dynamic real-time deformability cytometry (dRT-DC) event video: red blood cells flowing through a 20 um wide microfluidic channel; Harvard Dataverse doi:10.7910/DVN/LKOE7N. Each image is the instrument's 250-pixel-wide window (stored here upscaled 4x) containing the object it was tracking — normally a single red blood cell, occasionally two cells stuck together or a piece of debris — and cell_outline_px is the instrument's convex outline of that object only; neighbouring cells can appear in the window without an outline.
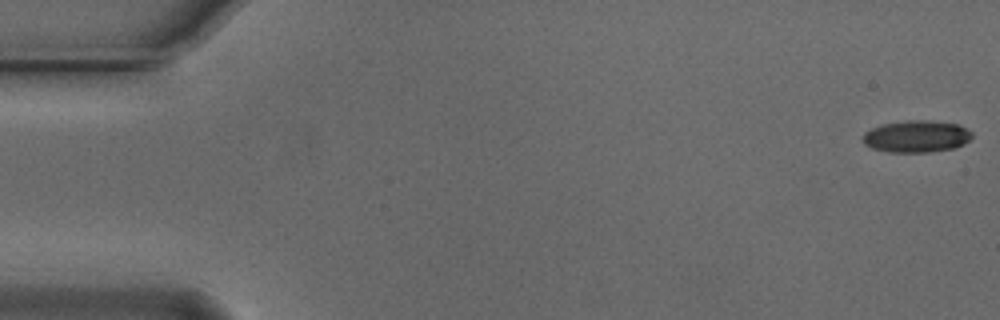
{"species": "Egyptian fruit bat (a non-hibernating species)", "species_latin": "Rousettus aegyptiacus", "temperature_condition": "cold", "stored_images_in_passage": 55, "camera_frame_rate_fps": 3000, "um_per_image_px": 0.085, "animal": {"sex": "male"}, "frame": {"image": 1, "passage_image": 1, "time_ms": 0.0, "image_size_px": [1000, 320], "cell_outline_px": [[972, 136], [964, 144], [952, 148], [928, 152], [888, 152], [872, 148], [864, 144], [864, 132], [872, 128], [884, 124], [904, 120], [928, 120], [960, 124], [972, 132]], "centroid_in_image_um": [77.91, 11.58], "position_along_channel_um": 7.1, "area_um2": 20.29}}
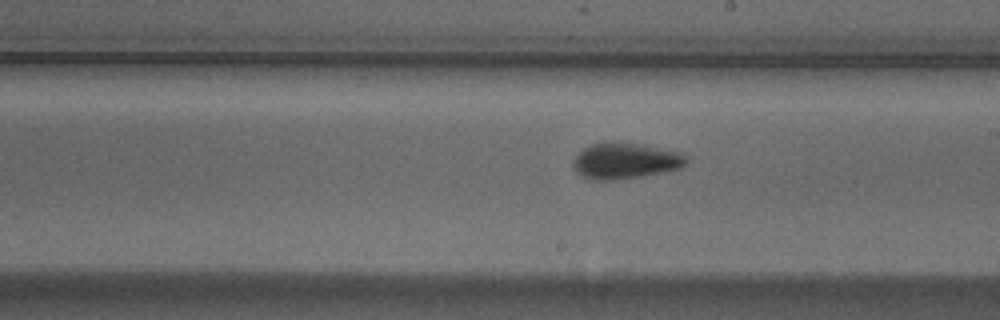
{"frame": {"image": 2, "passage_image": 31, "time_ms": 10.0, "image_size_px": [1000, 320], "cell_outline_px": [[688, 160], [680, 168], [640, 176], [616, 180], [592, 180], [580, 176], [572, 168], [572, 160], [584, 148], [592, 144], [604, 140], [612, 140], [644, 144], [684, 152]], "centroid_in_image_um": [53.12, 13.64], "position_along_channel_um": 235.9, "area_um2": 24.33}}
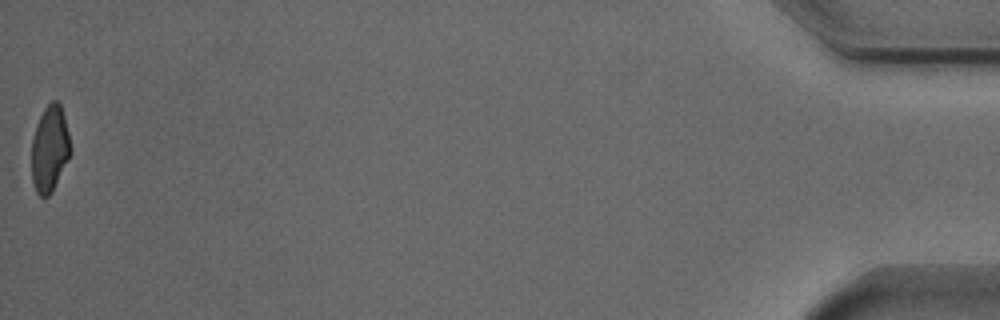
{"frame": {"image": 3, "passage_image": 55, "time_ms": 18.0, "image_size_px": [1000, 320], "cell_outline_px": [[72, 152], [52, 192], [48, 196], [40, 196], [36, 192], [32, 180], [32, 140], [36, 124], [44, 108], [52, 100], [56, 100], [60, 104], [64, 116], [72, 148]], "centroid_in_image_um": [4.24, 12.64], "position_along_channel_um": 431.0, "area_um2": 19.59}, "authors_computed_cell_mechanics": {"area_um2": 21.5594, "velocity_mm_per_s": 3.7396, "shape_relaxation_time_tau1_ms": 3.9085, "shape_relaxation_time_tau2_ms": 2.2514, "deformation_change_tau1": 0.145, "deformation_change_tau2": 0.0638}}